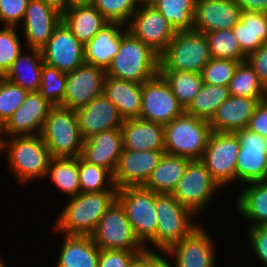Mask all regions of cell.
<instances>
[{
    "mask_svg": "<svg viewBox=\"0 0 267 267\" xmlns=\"http://www.w3.org/2000/svg\"><path fill=\"white\" fill-rule=\"evenodd\" d=\"M117 199V191L82 193L68 198L55 221V231L62 235H92L97 225Z\"/></svg>",
    "mask_w": 267,
    "mask_h": 267,
    "instance_id": "1",
    "label": "cell"
},
{
    "mask_svg": "<svg viewBox=\"0 0 267 267\" xmlns=\"http://www.w3.org/2000/svg\"><path fill=\"white\" fill-rule=\"evenodd\" d=\"M155 210L158 218L156 235L145 245L147 253H166L173 245L188 236L200 224L192 221L195 215L181 205L172 194L155 193Z\"/></svg>",
    "mask_w": 267,
    "mask_h": 267,
    "instance_id": "2",
    "label": "cell"
},
{
    "mask_svg": "<svg viewBox=\"0 0 267 267\" xmlns=\"http://www.w3.org/2000/svg\"><path fill=\"white\" fill-rule=\"evenodd\" d=\"M4 151L20 184L45 178L52 156L40 134L8 137Z\"/></svg>",
    "mask_w": 267,
    "mask_h": 267,
    "instance_id": "3",
    "label": "cell"
},
{
    "mask_svg": "<svg viewBox=\"0 0 267 267\" xmlns=\"http://www.w3.org/2000/svg\"><path fill=\"white\" fill-rule=\"evenodd\" d=\"M105 72L107 76L144 83L159 74V55L128 31Z\"/></svg>",
    "mask_w": 267,
    "mask_h": 267,
    "instance_id": "4",
    "label": "cell"
},
{
    "mask_svg": "<svg viewBox=\"0 0 267 267\" xmlns=\"http://www.w3.org/2000/svg\"><path fill=\"white\" fill-rule=\"evenodd\" d=\"M40 135L53 158H77L81 155L84 139L75 110L52 106Z\"/></svg>",
    "mask_w": 267,
    "mask_h": 267,
    "instance_id": "5",
    "label": "cell"
},
{
    "mask_svg": "<svg viewBox=\"0 0 267 267\" xmlns=\"http://www.w3.org/2000/svg\"><path fill=\"white\" fill-rule=\"evenodd\" d=\"M211 133L209 121L184 112L164 125L165 153L201 160Z\"/></svg>",
    "mask_w": 267,
    "mask_h": 267,
    "instance_id": "6",
    "label": "cell"
},
{
    "mask_svg": "<svg viewBox=\"0 0 267 267\" xmlns=\"http://www.w3.org/2000/svg\"><path fill=\"white\" fill-rule=\"evenodd\" d=\"M211 60L207 36L195 30L176 32L159 56V70L201 73Z\"/></svg>",
    "mask_w": 267,
    "mask_h": 267,
    "instance_id": "7",
    "label": "cell"
},
{
    "mask_svg": "<svg viewBox=\"0 0 267 267\" xmlns=\"http://www.w3.org/2000/svg\"><path fill=\"white\" fill-rule=\"evenodd\" d=\"M117 200L124 207L136 237L145 246L157 233L155 193L143 186H126L118 189Z\"/></svg>",
    "mask_w": 267,
    "mask_h": 267,
    "instance_id": "8",
    "label": "cell"
},
{
    "mask_svg": "<svg viewBox=\"0 0 267 267\" xmlns=\"http://www.w3.org/2000/svg\"><path fill=\"white\" fill-rule=\"evenodd\" d=\"M91 236L102 250L146 251L136 237L124 207L117 199L104 213Z\"/></svg>",
    "mask_w": 267,
    "mask_h": 267,
    "instance_id": "9",
    "label": "cell"
},
{
    "mask_svg": "<svg viewBox=\"0 0 267 267\" xmlns=\"http://www.w3.org/2000/svg\"><path fill=\"white\" fill-rule=\"evenodd\" d=\"M217 189L221 188L213 180L205 164L201 160H191L171 194L181 205L198 216L213 200Z\"/></svg>",
    "mask_w": 267,
    "mask_h": 267,
    "instance_id": "10",
    "label": "cell"
},
{
    "mask_svg": "<svg viewBox=\"0 0 267 267\" xmlns=\"http://www.w3.org/2000/svg\"><path fill=\"white\" fill-rule=\"evenodd\" d=\"M240 141L236 133L212 132L201 161L220 188L236 181Z\"/></svg>",
    "mask_w": 267,
    "mask_h": 267,
    "instance_id": "11",
    "label": "cell"
},
{
    "mask_svg": "<svg viewBox=\"0 0 267 267\" xmlns=\"http://www.w3.org/2000/svg\"><path fill=\"white\" fill-rule=\"evenodd\" d=\"M185 112L169 83L159 73L142 83L141 113L139 119L168 124Z\"/></svg>",
    "mask_w": 267,
    "mask_h": 267,
    "instance_id": "12",
    "label": "cell"
},
{
    "mask_svg": "<svg viewBox=\"0 0 267 267\" xmlns=\"http://www.w3.org/2000/svg\"><path fill=\"white\" fill-rule=\"evenodd\" d=\"M126 26L133 36L159 56L176 34L171 24L152 5H140Z\"/></svg>",
    "mask_w": 267,
    "mask_h": 267,
    "instance_id": "13",
    "label": "cell"
},
{
    "mask_svg": "<svg viewBox=\"0 0 267 267\" xmlns=\"http://www.w3.org/2000/svg\"><path fill=\"white\" fill-rule=\"evenodd\" d=\"M240 141L236 161V181H265L267 177V139L244 128L235 132Z\"/></svg>",
    "mask_w": 267,
    "mask_h": 267,
    "instance_id": "14",
    "label": "cell"
},
{
    "mask_svg": "<svg viewBox=\"0 0 267 267\" xmlns=\"http://www.w3.org/2000/svg\"><path fill=\"white\" fill-rule=\"evenodd\" d=\"M105 76V70L86 62L66 73L65 95L61 106L75 111L85 107L92 99L103 94Z\"/></svg>",
    "mask_w": 267,
    "mask_h": 267,
    "instance_id": "15",
    "label": "cell"
},
{
    "mask_svg": "<svg viewBox=\"0 0 267 267\" xmlns=\"http://www.w3.org/2000/svg\"><path fill=\"white\" fill-rule=\"evenodd\" d=\"M45 64L64 73L77 69L84 61V45L72 34L63 21L41 49Z\"/></svg>",
    "mask_w": 267,
    "mask_h": 267,
    "instance_id": "16",
    "label": "cell"
},
{
    "mask_svg": "<svg viewBox=\"0 0 267 267\" xmlns=\"http://www.w3.org/2000/svg\"><path fill=\"white\" fill-rule=\"evenodd\" d=\"M208 234L201 224L164 255L177 267H215L216 244Z\"/></svg>",
    "mask_w": 267,
    "mask_h": 267,
    "instance_id": "17",
    "label": "cell"
},
{
    "mask_svg": "<svg viewBox=\"0 0 267 267\" xmlns=\"http://www.w3.org/2000/svg\"><path fill=\"white\" fill-rule=\"evenodd\" d=\"M164 151H134L124 149L113 174L117 189L126 186H143L158 166Z\"/></svg>",
    "mask_w": 267,
    "mask_h": 267,
    "instance_id": "18",
    "label": "cell"
},
{
    "mask_svg": "<svg viewBox=\"0 0 267 267\" xmlns=\"http://www.w3.org/2000/svg\"><path fill=\"white\" fill-rule=\"evenodd\" d=\"M62 21V14L42 0H29L22 20L27 48L42 49Z\"/></svg>",
    "mask_w": 267,
    "mask_h": 267,
    "instance_id": "19",
    "label": "cell"
},
{
    "mask_svg": "<svg viewBox=\"0 0 267 267\" xmlns=\"http://www.w3.org/2000/svg\"><path fill=\"white\" fill-rule=\"evenodd\" d=\"M52 106L39 92H29L5 122L8 137L39 135Z\"/></svg>",
    "mask_w": 267,
    "mask_h": 267,
    "instance_id": "20",
    "label": "cell"
},
{
    "mask_svg": "<svg viewBox=\"0 0 267 267\" xmlns=\"http://www.w3.org/2000/svg\"><path fill=\"white\" fill-rule=\"evenodd\" d=\"M241 13L235 0H197L193 30L205 34L232 29L240 20Z\"/></svg>",
    "mask_w": 267,
    "mask_h": 267,
    "instance_id": "21",
    "label": "cell"
},
{
    "mask_svg": "<svg viewBox=\"0 0 267 267\" xmlns=\"http://www.w3.org/2000/svg\"><path fill=\"white\" fill-rule=\"evenodd\" d=\"M123 148L121 128H114L84 139L80 157L87 163L104 167L114 174Z\"/></svg>",
    "mask_w": 267,
    "mask_h": 267,
    "instance_id": "22",
    "label": "cell"
},
{
    "mask_svg": "<svg viewBox=\"0 0 267 267\" xmlns=\"http://www.w3.org/2000/svg\"><path fill=\"white\" fill-rule=\"evenodd\" d=\"M76 115L83 139L102 131L121 128L124 122L117 107L104 93L92 99L85 107L76 110Z\"/></svg>",
    "mask_w": 267,
    "mask_h": 267,
    "instance_id": "23",
    "label": "cell"
},
{
    "mask_svg": "<svg viewBox=\"0 0 267 267\" xmlns=\"http://www.w3.org/2000/svg\"><path fill=\"white\" fill-rule=\"evenodd\" d=\"M266 98L230 95L217 109L209 124L212 132H231L247 128L256 106Z\"/></svg>",
    "mask_w": 267,
    "mask_h": 267,
    "instance_id": "24",
    "label": "cell"
},
{
    "mask_svg": "<svg viewBox=\"0 0 267 267\" xmlns=\"http://www.w3.org/2000/svg\"><path fill=\"white\" fill-rule=\"evenodd\" d=\"M128 32L122 23L108 22L87 44L84 45V61L107 70L118 53L122 37Z\"/></svg>",
    "mask_w": 267,
    "mask_h": 267,
    "instance_id": "25",
    "label": "cell"
},
{
    "mask_svg": "<svg viewBox=\"0 0 267 267\" xmlns=\"http://www.w3.org/2000/svg\"><path fill=\"white\" fill-rule=\"evenodd\" d=\"M124 149L164 151V125L139 118L126 119L121 126Z\"/></svg>",
    "mask_w": 267,
    "mask_h": 267,
    "instance_id": "26",
    "label": "cell"
},
{
    "mask_svg": "<svg viewBox=\"0 0 267 267\" xmlns=\"http://www.w3.org/2000/svg\"><path fill=\"white\" fill-rule=\"evenodd\" d=\"M103 93L117 107L123 120L139 118L142 83L106 75Z\"/></svg>",
    "mask_w": 267,
    "mask_h": 267,
    "instance_id": "27",
    "label": "cell"
},
{
    "mask_svg": "<svg viewBox=\"0 0 267 267\" xmlns=\"http://www.w3.org/2000/svg\"><path fill=\"white\" fill-rule=\"evenodd\" d=\"M62 21L83 45L108 23L90 2H74L62 14Z\"/></svg>",
    "mask_w": 267,
    "mask_h": 267,
    "instance_id": "28",
    "label": "cell"
},
{
    "mask_svg": "<svg viewBox=\"0 0 267 267\" xmlns=\"http://www.w3.org/2000/svg\"><path fill=\"white\" fill-rule=\"evenodd\" d=\"M56 267H98L101 249L90 235H64Z\"/></svg>",
    "mask_w": 267,
    "mask_h": 267,
    "instance_id": "29",
    "label": "cell"
},
{
    "mask_svg": "<svg viewBox=\"0 0 267 267\" xmlns=\"http://www.w3.org/2000/svg\"><path fill=\"white\" fill-rule=\"evenodd\" d=\"M28 50L27 55L21 52L3 77L29 92H38L44 61L40 49Z\"/></svg>",
    "mask_w": 267,
    "mask_h": 267,
    "instance_id": "30",
    "label": "cell"
},
{
    "mask_svg": "<svg viewBox=\"0 0 267 267\" xmlns=\"http://www.w3.org/2000/svg\"><path fill=\"white\" fill-rule=\"evenodd\" d=\"M239 192L236 208L243 218L250 220L249 227L267 226V182H251Z\"/></svg>",
    "mask_w": 267,
    "mask_h": 267,
    "instance_id": "31",
    "label": "cell"
},
{
    "mask_svg": "<svg viewBox=\"0 0 267 267\" xmlns=\"http://www.w3.org/2000/svg\"><path fill=\"white\" fill-rule=\"evenodd\" d=\"M190 161L191 159L187 157L164 153L143 187L154 193L171 194L184 176Z\"/></svg>",
    "mask_w": 267,
    "mask_h": 267,
    "instance_id": "32",
    "label": "cell"
},
{
    "mask_svg": "<svg viewBox=\"0 0 267 267\" xmlns=\"http://www.w3.org/2000/svg\"><path fill=\"white\" fill-rule=\"evenodd\" d=\"M232 30L248 56L267 42V15L265 12L244 11Z\"/></svg>",
    "mask_w": 267,
    "mask_h": 267,
    "instance_id": "33",
    "label": "cell"
},
{
    "mask_svg": "<svg viewBox=\"0 0 267 267\" xmlns=\"http://www.w3.org/2000/svg\"><path fill=\"white\" fill-rule=\"evenodd\" d=\"M68 198L78 195L81 192L79 182L78 157L77 158H51L45 176Z\"/></svg>",
    "mask_w": 267,
    "mask_h": 267,
    "instance_id": "34",
    "label": "cell"
},
{
    "mask_svg": "<svg viewBox=\"0 0 267 267\" xmlns=\"http://www.w3.org/2000/svg\"><path fill=\"white\" fill-rule=\"evenodd\" d=\"M229 97L230 91L227 86L203 83L199 93L185 109V113L210 121L216 109Z\"/></svg>",
    "mask_w": 267,
    "mask_h": 267,
    "instance_id": "35",
    "label": "cell"
},
{
    "mask_svg": "<svg viewBox=\"0 0 267 267\" xmlns=\"http://www.w3.org/2000/svg\"><path fill=\"white\" fill-rule=\"evenodd\" d=\"M197 0H154V6L176 32L193 30Z\"/></svg>",
    "mask_w": 267,
    "mask_h": 267,
    "instance_id": "36",
    "label": "cell"
},
{
    "mask_svg": "<svg viewBox=\"0 0 267 267\" xmlns=\"http://www.w3.org/2000/svg\"><path fill=\"white\" fill-rule=\"evenodd\" d=\"M159 73L169 83L184 110L199 93L203 84L201 73L177 70H159Z\"/></svg>",
    "mask_w": 267,
    "mask_h": 267,
    "instance_id": "37",
    "label": "cell"
},
{
    "mask_svg": "<svg viewBox=\"0 0 267 267\" xmlns=\"http://www.w3.org/2000/svg\"><path fill=\"white\" fill-rule=\"evenodd\" d=\"M228 88L233 96L267 98V89L247 61L239 63Z\"/></svg>",
    "mask_w": 267,
    "mask_h": 267,
    "instance_id": "38",
    "label": "cell"
},
{
    "mask_svg": "<svg viewBox=\"0 0 267 267\" xmlns=\"http://www.w3.org/2000/svg\"><path fill=\"white\" fill-rule=\"evenodd\" d=\"M79 182L82 193L118 191L113 174L106 168L87 163L78 157Z\"/></svg>",
    "mask_w": 267,
    "mask_h": 267,
    "instance_id": "39",
    "label": "cell"
},
{
    "mask_svg": "<svg viewBox=\"0 0 267 267\" xmlns=\"http://www.w3.org/2000/svg\"><path fill=\"white\" fill-rule=\"evenodd\" d=\"M208 39L211 58L229 59L244 62V54L232 29L205 33Z\"/></svg>",
    "mask_w": 267,
    "mask_h": 267,
    "instance_id": "40",
    "label": "cell"
},
{
    "mask_svg": "<svg viewBox=\"0 0 267 267\" xmlns=\"http://www.w3.org/2000/svg\"><path fill=\"white\" fill-rule=\"evenodd\" d=\"M66 81V73L44 63L38 92L53 106L62 105Z\"/></svg>",
    "mask_w": 267,
    "mask_h": 267,
    "instance_id": "41",
    "label": "cell"
},
{
    "mask_svg": "<svg viewBox=\"0 0 267 267\" xmlns=\"http://www.w3.org/2000/svg\"><path fill=\"white\" fill-rule=\"evenodd\" d=\"M90 3L108 22L127 25L138 9L135 0H91Z\"/></svg>",
    "mask_w": 267,
    "mask_h": 267,
    "instance_id": "42",
    "label": "cell"
},
{
    "mask_svg": "<svg viewBox=\"0 0 267 267\" xmlns=\"http://www.w3.org/2000/svg\"><path fill=\"white\" fill-rule=\"evenodd\" d=\"M239 63L236 60L211 58L201 71L203 83L228 87Z\"/></svg>",
    "mask_w": 267,
    "mask_h": 267,
    "instance_id": "43",
    "label": "cell"
},
{
    "mask_svg": "<svg viewBox=\"0 0 267 267\" xmlns=\"http://www.w3.org/2000/svg\"><path fill=\"white\" fill-rule=\"evenodd\" d=\"M15 28L18 27L4 26L0 29V77L7 73L14 60L23 51L22 41Z\"/></svg>",
    "mask_w": 267,
    "mask_h": 267,
    "instance_id": "44",
    "label": "cell"
},
{
    "mask_svg": "<svg viewBox=\"0 0 267 267\" xmlns=\"http://www.w3.org/2000/svg\"><path fill=\"white\" fill-rule=\"evenodd\" d=\"M29 91L0 77V118L5 122L25 101Z\"/></svg>",
    "mask_w": 267,
    "mask_h": 267,
    "instance_id": "45",
    "label": "cell"
},
{
    "mask_svg": "<svg viewBox=\"0 0 267 267\" xmlns=\"http://www.w3.org/2000/svg\"><path fill=\"white\" fill-rule=\"evenodd\" d=\"M147 251L102 250L98 267H132Z\"/></svg>",
    "mask_w": 267,
    "mask_h": 267,
    "instance_id": "46",
    "label": "cell"
},
{
    "mask_svg": "<svg viewBox=\"0 0 267 267\" xmlns=\"http://www.w3.org/2000/svg\"><path fill=\"white\" fill-rule=\"evenodd\" d=\"M29 0H0V24L17 27L22 23Z\"/></svg>",
    "mask_w": 267,
    "mask_h": 267,
    "instance_id": "47",
    "label": "cell"
},
{
    "mask_svg": "<svg viewBox=\"0 0 267 267\" xmlns=\"http://www.w3.org/2000/svg\"><path fill=\"white\" fill-rule=\"evenodd\" d=\"M248 235L254 254L267 267V226L249 227Z\"/></svg>",
    "mask_w": 267,
    "mask_h": 267,
    "instance_id": "48",
    "label": "cell"
},
{
    "mask_svg": "<svg viewBox=\"0 0 267 267\" xmlns=\"http://www.w3.org/2000/svg\"><path fill=\"white\" fill-rule=\"evenodd\" d=\"M246 61L258 75L260 82L267 89V42L247 56Z\"/></svg>",
    "mask_w": 267,
    "mask_h": 267,
    "instance_id": "49",
    "label": "cell"
},
{
    "mask_svg": "<svg viewBox=\"0 0 267 267\" xmlns=\"http://www.w3.org/2000/svg\"><path fill=\"white\" fill-rule=\"evenodd\" d=\"M247 128L267 139V98L258 103Z\"/></svg>",
    "mask_w": 267,
    "mask_h": 267,
    "instance_id": "50",
    "label": "cell"
},
{
    "mask_svg": "<svg viewBox=\"0 0 267 267\" xmlns=\"http://www.w3.org/2000/svg\"><path fill=\"white\" fill-rule=\"evenodd\" d=\"M235 2L242 12H265L267 10V0H235Z\"/></svg>",
    "mask_w": 267,
    "mask_h": 267,
    "instance_id": "51",
    "label": "cell"
},
{
    "mask_svg": "<svg viewBox=\"0 0 267 267\" xmlns=\"http://www.w3.org/2000/svg\"><path fill=\"white\" fill-rule=\"evenodd\" d=\"M132 267H157V253L142 255Z\"/></svg>",
    "mask_w": 267,
    "mask_h": 267,
    "instance_id": "52",
    "label": "cell"
},
{
    "mask_svg": "<svg viewBox=\"0 0 267 267\" xmlns=\"http://www.w3.org/2000/svg\"><path fill=\"white\" fill-rule=\"evenodd\" d=\"M47 5L53 7L59 13L63 14L74 3L73 0H42Z\"/></svg>",
    "mask_w": 267,
    "mask_h": 267,
    "instance_id": "53",
    "label": "cell"
},
{
    "mask_svg": "<svg viewBox=\"0 0 267 267\" xmlns=\"http://www.w3.org/2000/svg\"><path fill=\"white\" fill-rule=\"evenodd\" d=\"M7 139H8V135L6 132V123L3 119L0 118V154L1 152L2 153L4 152Z\"/></svg>",
    "mask_w": 267,
    "mask_h": 267,
    "instance_id": "54",
    "label": "cell"
},
{
    "mask_svg": "<svg viewBox=\"0 0 267 267\" xmlns=\"http://www.w3.org/2000/svg\"><path fill=\"white\" fill-rule=\"evenodd\" d=\"M157 267H177L157 253Z\"/></svg>",
    "mask_w": 267,
    "mask_h": 267,
    "instance_id": "55",
    "label": "cell"
},
{
    "mask_svg": "<svg viewBox=\"0 0 267 267\" xmlns=\"http://www.w3.org/2000/svg\"><path fill=\"white\" fill-rule=\"evenodd\" d=\"M137 5H152L154 0H135Z\"/></svg>",
    "mask_w": 267,
    "mask_h": 267,
    "instance_id": "56",
    "label": "cell"
},
{
    "mask_svg": "<svg viewBox=\"0 0 267 267\" xmlns=\"http://www.w3.org/2000/svg\"><path fill=\"white\" fill-rule=\"evenodd\" d=\"M0 267H7L5 261L2 260L1 257H0Z\"/></svg>",
    "mask_w": 267,
    "mask_h": 267,
    "instance_id": "57",
    "label": "cell"
},
{
    "mask_svg": "<svg viewBox=\"0 0 267 267\" xmlns=\"http://www.w3.org/2000/svg\"><path fill=\"white\" fill-rule=\"evenodd\" d=\"M74 2H90L91 0H73Z\"/></svg>",
    "mask_w": 267,
    "mask_h": 267,
    "instance_id": "58",
    "label": "cell"
}]
</instances>
